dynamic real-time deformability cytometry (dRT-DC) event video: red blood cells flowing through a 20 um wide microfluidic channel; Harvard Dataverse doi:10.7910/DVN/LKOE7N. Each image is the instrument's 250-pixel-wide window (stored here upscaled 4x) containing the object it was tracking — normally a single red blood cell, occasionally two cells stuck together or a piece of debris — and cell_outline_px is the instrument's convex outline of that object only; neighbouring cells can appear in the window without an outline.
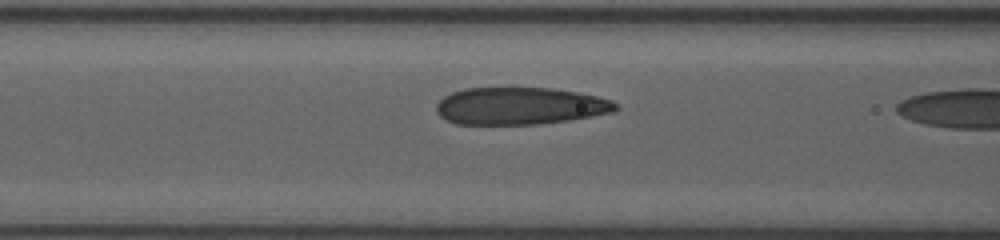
{"species": "human", "species_latin": "Homo sapiens", "temperature_condition": "room temperature", "stored_images_in_passage": 14, "camera_frame_rate_fps": 3000, "um_per_image_px": 0.085, "donor": {"sex": "female"}, "frame": {"image": 1, "passage_image": 13, "time_ms": 4.0, "image_size_px": [1000, 240], "cell_outline_px": [[620, 108], [612, 112], [592, 116], [568, 120], [540, 124], [456, 124], [440, 116], [436, 112], [436, 104], [444, 96], [452, 92], [464, 88], [552, 88], [576, 92], [596, 96], [612, 100]], "centroid_in_image_um": [44.19, 9.01], "position_along_channel_um": 122.4, "area_um2": 38.9}}